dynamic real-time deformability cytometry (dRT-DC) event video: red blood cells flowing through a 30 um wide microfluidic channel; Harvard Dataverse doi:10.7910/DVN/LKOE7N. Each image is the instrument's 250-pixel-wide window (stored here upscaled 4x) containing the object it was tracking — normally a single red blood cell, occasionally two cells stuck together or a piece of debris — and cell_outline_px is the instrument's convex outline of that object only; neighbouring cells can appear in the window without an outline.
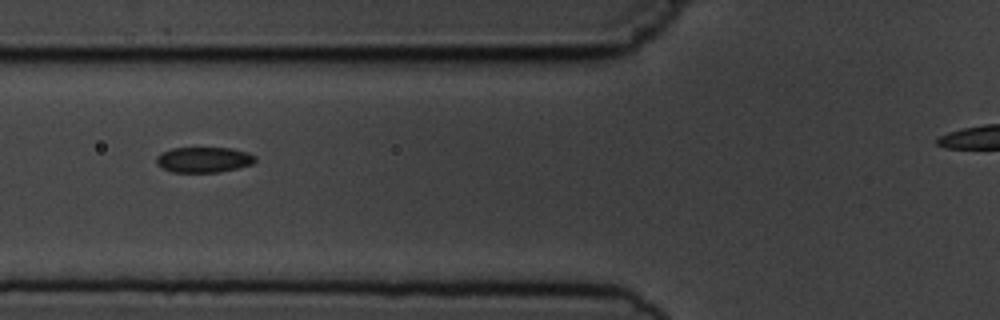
{"species": "common noctule bat (a hibernating species)", "species_latin": "Nyctalus noctula", "temperature_condition": "cold", "stored_images_in_passage": 8, "segment_of_instrument_passage": [1, 2], "camera_frame_rate_fps": 3000, "um_per_image_px": 0.085, "animal": {"sex": "male", "body_mass_g": 19.5, "forearm_length_mm": 54.6}, "frame": {"image": 1, "passage_image": 4, "time_ms": 3.667, "image_size_px": [1000, 320], "cell_outline_px": [[256, 160], [252, 164], [220, 172], [172, 172], [156, 164], [156, 156], [172, 148], [232, 148], [248, 152], [256, 156]], "centroid_in_image_um": [17.34, 13.57], "position_along_channel_um": 108.5, "area_um2": 14.62}}
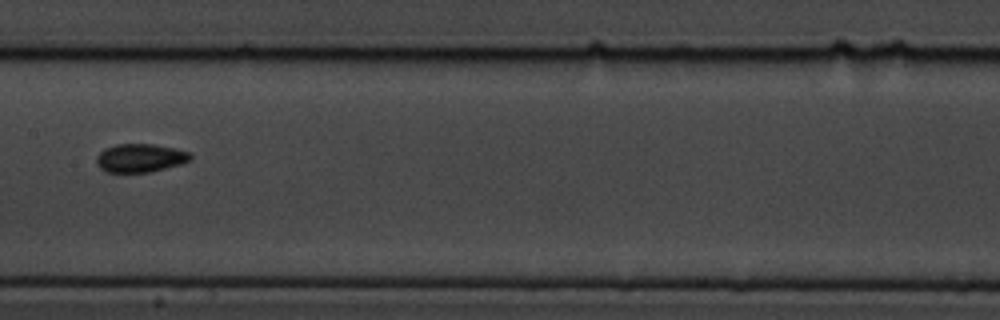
{"frame": {"image": 2, "passage_image": 6, "time_ms": 6.0, "image_size_px": [1000, 320], "cell_outline_px": [[192, 156], [188, 160], [180, 164], [148, 172], [108, 172], [100, 168], [96, 164], [96, 156], [104, 148], [116, 144], [152, 144], [172, 148], [188, 152]], "centroid_in_image_um": [11.85, 13.42], "position_along_channel_um": 195.6, "area_um2": 15.32}}
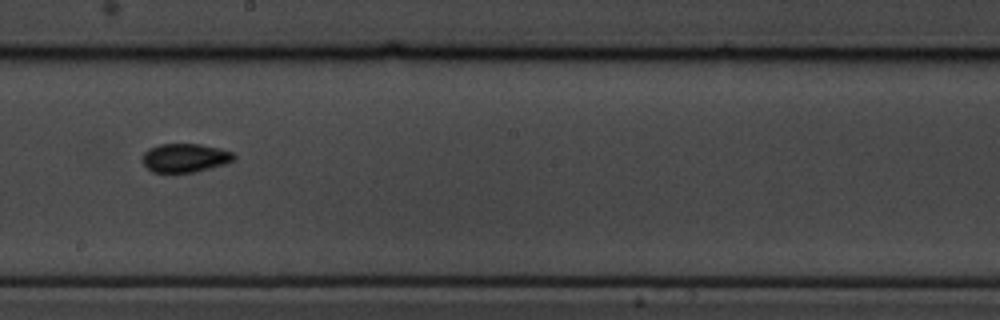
{"frame": {"image": 3, "passage_image": 7, "time_ms": 7.0, "image_size_px": [1000, 320], "cell_outline_px": [[236, 156], [228, 164], [196, 172], [152, 172], [144, 164], [144, 152], [148, 148], [160, 144], [200, 144], [220, 148], [232, 152]], "centroid_in_image_um": [15.77, 13.42], "position_along_channel_um": 232.4, "area_um2": 15.32}}